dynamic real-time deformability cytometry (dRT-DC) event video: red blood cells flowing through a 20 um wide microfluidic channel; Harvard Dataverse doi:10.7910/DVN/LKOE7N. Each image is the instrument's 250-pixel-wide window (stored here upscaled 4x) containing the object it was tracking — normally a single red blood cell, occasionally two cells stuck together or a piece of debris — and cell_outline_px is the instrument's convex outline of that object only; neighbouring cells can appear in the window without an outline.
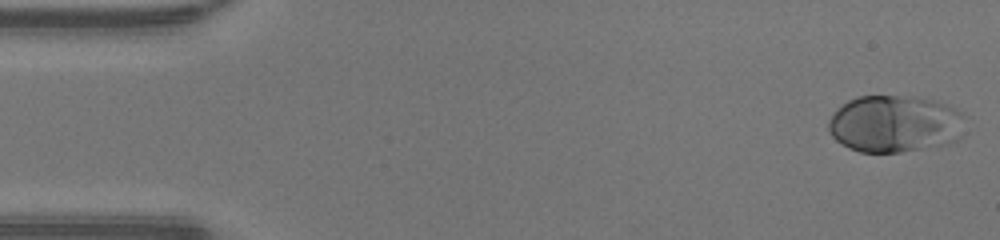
{"species": "human", "species_latin": "Homo sapiens", "temperature_condition": "warm", "stored_images_in_passage": 47, "camera_frame_rate_fps": 3000, "um_per_image_px": 0.085, "donor": {"sex": "male"}, "frame": {"image": 1, "passage_image": 1, "time_ms": 0.0, "image_size_px": [1000, 240], "cell_outline_px": [[960, 136], [956, 140], [948, 144], [900, 152], [860, 152], [848, 148], [836, 140], [832, 136], [828, 128], [828, 120], [836, 108], [848, 100], [856, 96], [916, 96], [948, 104], [956, 108], [960, 112]], "centroid_in_image_um": [75.99, 10.52], "position_along_channel_um": 9.0, "area_um2": 45.43}}
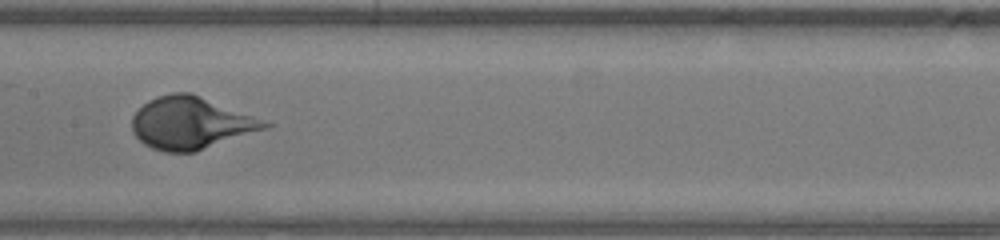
{"frame": {"image": 2, "passage_image": 23, "time_ms": 7.333, "image_size_px": [1000, 240], "cell_outline_px": [[276, 124], [268, 128], [196, 152], [164, 152], [152, 148], [144, 144], [132, 132], [132, 116], [148, 100], [156, 96], [172, 92], [192, 92]], "centroid_in_image_um": [16.25, 10.45], "position_along_channel_um": 191.1, "area_um2": 40.81}}
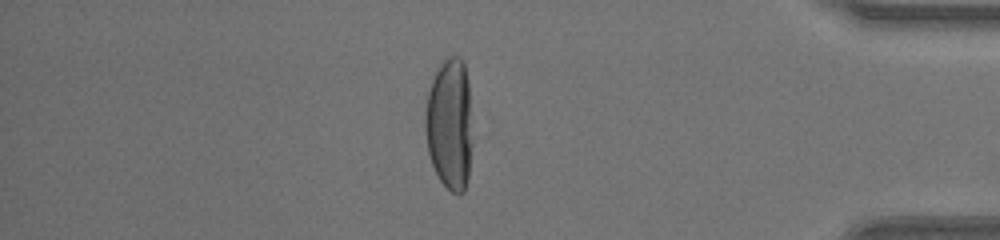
{"frame": {"image": 3, "passage_image": 40, "time_ms": 13.0, "image_size_px": [1000, 240], "cell_outline_px": [[472, 144], [468, 180], [464, 192], [460, 196], [452, 192], [440, 180], [432, 164], [428, 152], [424, 128], [424, 120], [428, 92], [432, 80], [444, 56], [460, 56], [464, 60], [468, 80], [472, 140]], "centroid_in_image_um": [38.23, 10.54], "position_along_channel_um": 397.0, "area_um2": 36.76}, "authors_computed_cell_mechanics": {"area_um2": 40.46, "velocity_mm_per_s": 4.2903, "shape_relaxation_time_tau1_ms": 3.4377, "shape_relaxation_time_tau2_ms": null, "deformation_change_tau1": 0.2473, "deformation_change_tau2": null}}